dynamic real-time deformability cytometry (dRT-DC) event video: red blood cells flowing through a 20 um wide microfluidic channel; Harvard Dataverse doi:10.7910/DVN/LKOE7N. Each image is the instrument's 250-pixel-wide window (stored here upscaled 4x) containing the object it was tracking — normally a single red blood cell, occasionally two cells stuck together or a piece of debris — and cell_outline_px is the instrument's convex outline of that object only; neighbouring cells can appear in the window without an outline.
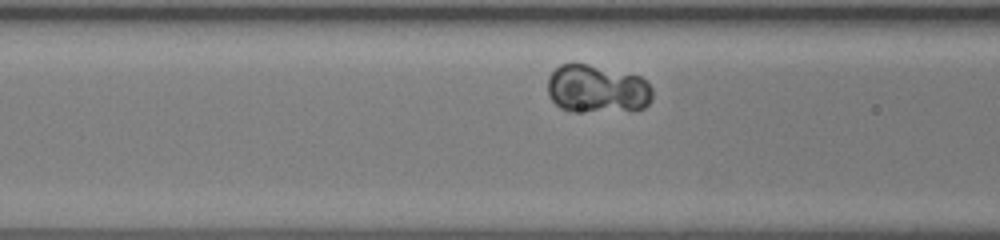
{"species": "human", "species_latin": "Homo sapiens", "temperature_condition": "room temperature", "stored_images_in_passage": 25, "camera_frame_rate_fps": 3000, "um_per_image_px": 0.085, "donor": {"sex": "female"}, "frame": {"image": 1, "passage_image": 6, "time_ms": 1.667, "image_size_px": [1000, 240], "cell_outline_px": [[652, 100], [644, 108], [576, 112], [572, 112], [560, 108], [548, 96], [548, 76], [560, 64], [572, 60], [640, 76], [652, 88]], "centroid_in_image_um": [50.7, 7.52], "position_along_channel_um": 115.9, "area_um2": 29.71}}
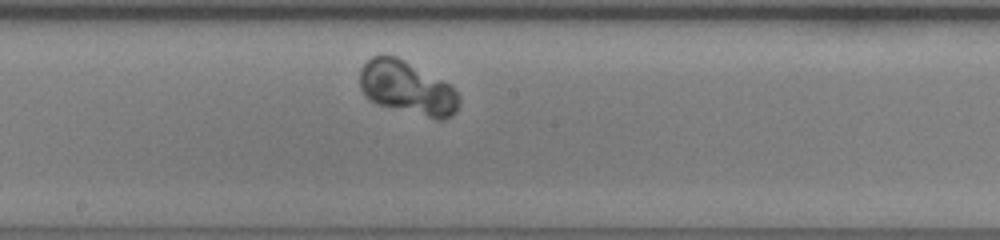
{"frame": {"image": 2, "passage_image": 13, "time_ms": 4.0, "image_size_px": [1000, 240], "cell_outline_px": [[460, 104], [456, 112], [452, 116], [444, 120], [436, 120], [380, 104], [372, 100], [360, 88], [360, 68], [372, 56], [396, 56], [448, 84], [456, 92], [460, 100]], "centroid_in_image_um": [34.64, 7.5], "position_along_channel_um": 213.6, "area_um2": 30.29}}
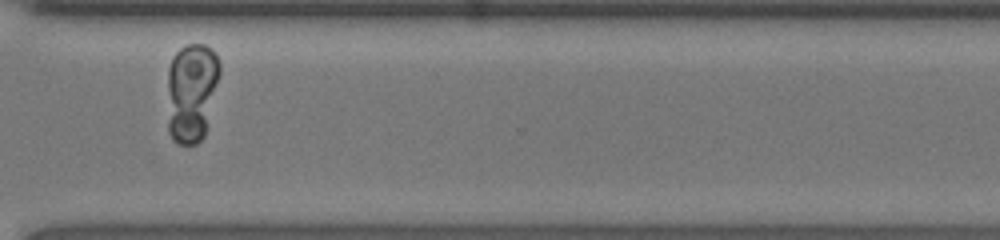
{"frame": {"image": 3, "passage_image": 23, "time_ms": 7.333, "image_size_px": [1000, 240], "cell_outline_px": [[220, 72], [204, 136], [196, 144], [180, 144], [172, 140], [168, 132], [168, 68], [172, 56], [180, 48], [188, 44], [204, 44], [212, 48], [216, 52], [220, 60]], "centroid_in_image_um": [16.27, 7.8], "position_along_channel_um": 354.3, "area_um2": 30.63}}